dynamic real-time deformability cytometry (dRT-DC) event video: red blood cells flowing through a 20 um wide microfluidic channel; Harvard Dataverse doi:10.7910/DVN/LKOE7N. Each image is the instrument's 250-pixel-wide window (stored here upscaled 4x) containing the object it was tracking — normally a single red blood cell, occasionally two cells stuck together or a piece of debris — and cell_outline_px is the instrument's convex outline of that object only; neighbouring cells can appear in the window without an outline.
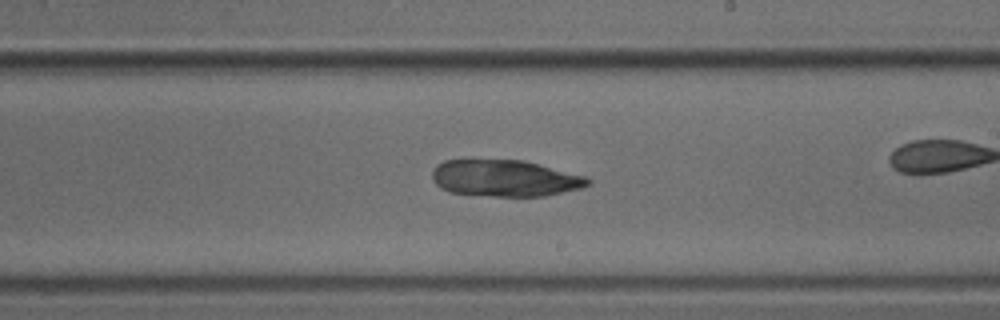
{"species": "common noctule bat (a hibernating species)", "species_latin": "Nyctalus noctula", "temperature_condition": "cold", "stored_images_in_passage": 41, "camera_frame_rate_fps": 3000, "um_per_image_px": 0.085, "animal": {"sex": "male", "body_mass_g": 18.8}, "frame": {"image": 1, "passage_image": 30, "time_ms": 9.667, "image_size_px": [1000, 320], "cell_outline_px": [[592, 184], [584, 188], [544, 196], [492, 196], [448, 192], [440, 188], [432, 180], [432, 172], [436, 164], [444, 160], [524, 160], [588, 176], [592, 180]], "centroid_in_image_um": [42.96, 15.15], "position_along_channel_um": 246.0, "area_um2": 33.64}}